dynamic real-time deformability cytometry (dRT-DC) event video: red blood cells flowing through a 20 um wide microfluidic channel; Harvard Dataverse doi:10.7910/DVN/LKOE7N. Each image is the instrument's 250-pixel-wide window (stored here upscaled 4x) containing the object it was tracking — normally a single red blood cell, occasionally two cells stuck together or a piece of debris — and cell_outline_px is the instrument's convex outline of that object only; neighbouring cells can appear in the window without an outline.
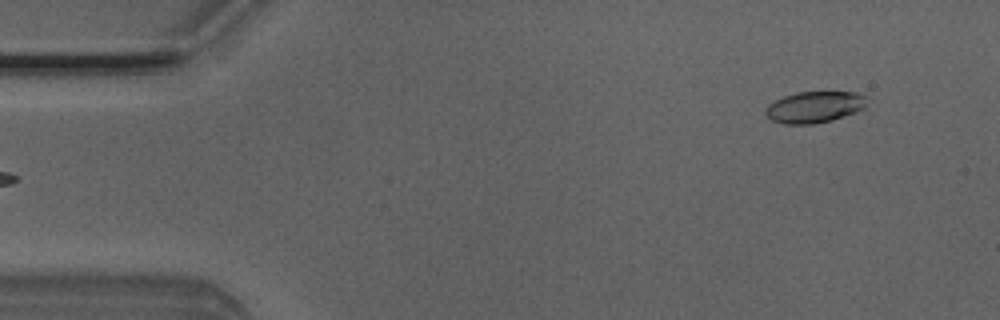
{"species": "Egyptian fruit bat (a non-hibernating species)", "species_latin": "Rousettus aegyptiacus", "temperature_condition": "room temperature", "stored_images_in_passage": 5, "camera_frame_rate_fps": 3000, "um_per_image_px": 0.085, "animal": {"sex": "male"}, "frame": {"image": 1, "passage_image": 5, "time_ms": 1.333, "image_size_px": [1000, 320], "cell_outline_px": [[868, 96], [864, 108], [856, 112], [832, 120], [812, 124], [784, 124], [772, 120], [764, 112], [764, 108], [768, 104], [784, 96], [796, 92], [856, 92]], "centroid_in_image_um": [69.23, 9.09], "position_along_channel_um": 15.8, "area_um2": 18.61}}